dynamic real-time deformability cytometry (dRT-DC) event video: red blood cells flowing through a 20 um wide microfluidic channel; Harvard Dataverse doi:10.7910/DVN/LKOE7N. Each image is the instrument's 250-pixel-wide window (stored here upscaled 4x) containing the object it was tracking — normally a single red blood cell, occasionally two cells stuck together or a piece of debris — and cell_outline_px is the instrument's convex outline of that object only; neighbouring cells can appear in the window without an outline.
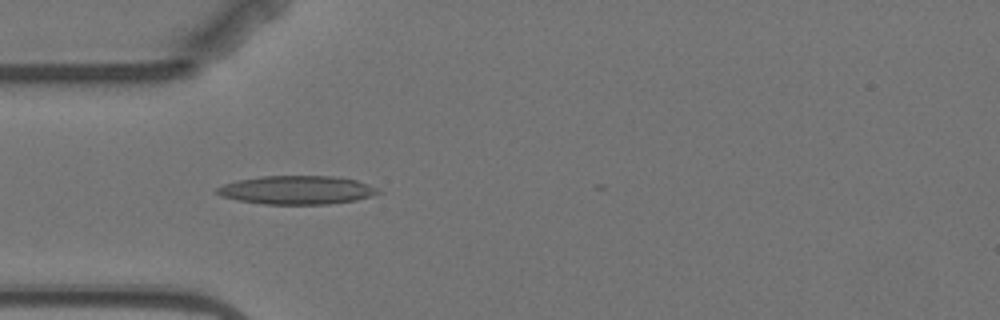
{"species": "Egyptian fruit bat (a non-hibernating species)", "species_latin": "Rousettus aegyptiacus", "temperature_condition": "warm", "stored_images_in_passage": 4, "camera_frame_rate_fps": 3000, "um_per_image_px": 0.085, "animal": {"sex": "female"}, "frame": {"image": 1, "passage_image": 4, "time_ms": 4.0, "image_size_px": [1000, 320], "cell_outline_px": [[384, 192], [372, 196], [356, 200], [328, 204], [264, 204], [236, 200], [220, 196], [216, 192], [216, 188], [224, 184], [236, 180], [260, 176], [332, 176], [356, 180], [368, 184]], "centroid_in_image_um": [25.22, 16.15], "position_along_channel_um": 59.8, "area_um2": 26.93}}